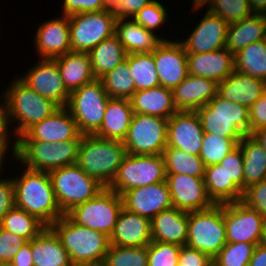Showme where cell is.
I'll use <instances>...</instances> for the list:
<instances>
[{
  "instance_id": "03108f58",
  "label": "cell",
  "mask_w": 266,
  "mask_h": 266,
  "mask_svg": "<svg viewBox=\"0 0 266 266\" xmlns=\"http://www.w3.org/2000/svg\"><path fill=\"white\" fill-rule=\"evenodd\" d=\"M78 266H104V264L98 263V264H87V265H78Z\"/></svg>"
},
{
  "instance_id": "1f68e13d",
  "label": "cell",
  "mask_w": 266,
  "mask_h": 266,
  "mask_svg": "<svg viewBox=\"0 0 266 266\" xmlns=\"http://www.w3.org/2000/svg\"><path fill=\"white\" fill-rule=\"evenodd\" d=\"M266 39V15L253 14L229 24L225 48L235 54L248 45Z\"/></svg>"
},
{
  "instance_id": "be15d7a7",
  "label": "cell",
  "mask_w": 266,
  "mask_h": 266,
  "mask_svg": "<svg viewBox=\"0 0 266 266\" xmlns=\"http://www.w3.org/2000/svg\"><path fill=\"white\" fill-rule=\"evenodd\" d=\"M11 151V155L13 154L12 150L0 139V174H2V170L4 168V162H6L7 154Z\"/></svg>"
},
{
  "instance_id": "94428289",
  "label": "cell",
  "mask_w": 266,
  "mask_h": 266,
  "mask_svg": "<svg viewBox=\"0 0 266 266\" xmlns=\"http://www.w3.org/2000/svg\"><path fill=\"white\" fill-rule=\"evenodd\" d=\"M254 14L266 15V0H248Z\"/></svg>"
},
{
  "instance_id": "7dc6e473",
  "label": "cell",
  "mask_w": 266,
  "mask_h": 266,
  "mask_svg": "<svg viewBox=\"0 0 266 266\" xmlns=\"http://www.w3.org/2000/svg\"><path fill=\"white\" fill-rule=\"evenodd\" d=\"M181 246L152 241L148 245V266H178Z\"/></svg>"
},
{
  "instance_id": "cb8c5ba5",
  "label": "cell",
  "mask_w": 266,
  "mask_h": 266,
  "mask_svg": "<svg viewBox=\"0 0 266 266\" xmlns=\"http://www.w3.org/2000/svg\"><path fill=\"white\" fill-rule=\"evenodd\" d=\"M151 242V220L123 208L110 236V245L141 247Z\"/></svg>"
},
{
  "instance_id": "e575fe53",
  "label": "cell",
  "mask_w": 266,
  "mask_h": 266,
  "mask_svg": "<svg viewBox=\"0 0 266 266\" xmlns=\"http://www.w3.org/2000/svg\"><path fill=\"white\" fill-rule=\"evenodd\" d=\"M93 75L100 79L126 60L127 52L116 34L106 38L90 52Z\"/></svg>"
},
{
  "instance_id": "6f0895ef",
  "label": "cell",
  "mask_w": 266,
  "mask_h": 266,
  "mask_svg": "<svg viewBox=\"0 0 266 266\" xmlns=\"http://www.w3.org/2000/svg\"><path fill=\"white\" fill-rule=\"evenodd\" d=\"M2 98L4 102L0 103V139L9 148H11L13 152L17 139L15 138V135L12 132V128H10L11 125H10L9 117H8V105H7V101H6L4 93H2ZM10 129H11V132H9ZM10 136H12V138Z\"/></svg>"
},
{
  "instance_id": "3957f363",
  "label": "cell",
  "mask_w": 266,
  "mask_h": 266,
  "mask_svg": "<svg viewBox=\"0 0 266 266\" xmlns=\"http://www.w3.org/2000/svg\"><path fill=\"white\" fill-rule=\"evenodd\" d=\"M50 228L59 237L73 266L103 263L110 246V237L75 224L66 214Z\"/></svg>"
},
{
  "instance_id": "5b68a950",
  "label": "cell",
  "mask_w": 266,
  "mask_h": 266,
  "mask_svg": "<svg viewBox=\"0 0 266 266\" xmlns=\"http://www.w3.org/2000/svg\"><path fill=\"white\" fill-rule=\"evenodd\" d=\"M81 139L63 142L16 141L12 160L27 169L50 172L77 163Z\"/></svg>"
},
{
  "instance_id": "c3c4849f",
  "label": "cell",
  "mask_w": 266,
  "mask_h": 266,
  "mask_svg": "<svg viewBox=\"0 0 266 266\" xmlns=\"http://www.w3.org/2000/svg\"><path fill=\"white\" fill-rule=\"evenodd\" d=\"M228 173L229 179L244 191V168L243 153L239 145H237L226 157L219 163Z\"/></svg>"
},
{
  "instance_id": "277c9868",
  "label": "cell",
  "mask_w": 266,
  "mask_h": 266,
  "mask_svg": "<svg viewBox=\"0 0 266 266\" xmlns=\"http://www.w3.org/2000/svg\"><path fill=\"white\" fill-rule=\"evenodd\" d=\"M4 90L8 117L17 139L31 126L49 117L59 106L24 84L18 76ZM14 125V128H13Z\"/></svg>"
},
{
  "instance_id": "db71d44e",
  "label": "cell",
  "mask_w": 266,
  "mask_h": 266,
  "mask_svg": "<svg viewBox=\"0 0 266 266\" xmlns=\"http://www.w3.org/2000/svg\"><path fill=\"white\" fill-rule=\"evenodd\" d=\"M154 0H113L111 10L117 19L133 18L144 6Z\"/></svg>"
},
{
  "instance_id": "52a82bcc",
  "label": "cell",
  "mask_w": 266,
  "mask_h": 266,
  "mask_svg": "<svg viewBox=\"0 0 266 266\" xmlns=\"http://www.w3.org/2000/svg\"><path fill=\"white\" fill-rule=\"evenodd\" d=\"M58 205L66 214L73 207L94 198L105 187L77 164L48 172Z\"/></svg>"
},
{
  "instance_id": "11a10c76",
  "label": "cell",
  "mask_w": 266,
  "mask_h": 266,
  "mask_svg": "<svg viewBox=\"0 0 266 266\" xmlns=\"http://www.w3.org/2000/svg\"><path fill=\"white\" fill-rule=\"evenodd\" d=\"M2 177V178H1ZM15 207V191L12 178L0 175V224L3 217Z\"/></svg>"
},
{
  "instance_id": "6125c7cd",
  "label": "cell",
  "mask_w": 266,
  "mask_h": 266,
  "mask_svg": "<svg viewBox=\"0 0 266 266\" xmlns=\"http://www.w3.org/2000/svg\"><path fill=\"white\" fill-rule=\"evenodd\" d=\"M251 136L262 146L266 152V126L255 130Z\"/></svg>"
},
{
  "instance_id": "d6986e66",
  "label": "cell",
  "mask_w": 266,
  "mask_h": 266,
  "mask_svg": "<svg viewBox=\"0 0 266 266\" xmlns=\"http://www.w3.org/2000/svg\"><path fill=\"white\" fill-rule=\"evenodd\" d=\"M173 207L184 211L205 210L214 205L209 198L204 177L166 174Z\"/></svg>"
},
{
  "instance_id": "7a4b0ae2",
  "label": "cell",
  "mask_w": 266,
  "mask_h": 266,
  "mask_svg": "<svg viewBox=\"0 0 266 266\" xmlns=\"http://www.w3.org/2000/svg\"><path fill=\"white\" fill-rule=\"evenodd\" d=\"M126 155V147L120 140L82 135L76 164L104 187H109Z\"/></svg>"
},
{
  "instance_id": "681fc988",
  "label": "cell",
  "mask_w": 266,
  "mask_h": 266,
  "mask_svg": "<svg viewBox=\"0 0 266 266\" xmlns=\"http://www.w3.org/2000/svg\"><path fill=\"white\" fill-rule=\"evenodd\" d=\"M241 202L256 210L266 220V179L245 188Z\"/></svg>"
},
{
  "instance_id": "74e56055",
  "label": "cell",
  "mask_w": 266,
  "mask_h": 266,
  "mask_svg": "<svg viewBox=\"0 0 266 266\" xmlns=\"http://www.w3.org/2000/svg\"><path fill=\"white\" fill-rule=\"evenodd\" d=\"M126 60L135 81L136 91L160 86L153 51L151 53L127 54Z\"/></svg>"
},
{
  "instance_id": "4dcf8cb0",
  "label": "cell",
  "mask_w": 266,
  "mask_h": 266,
  "mask_svg": "<svg viewBox=\"0 0 266 266\" xmlns=\"http://www.w3.org/2000/svg\"><path fill=\"white\" fill-rule=\"evenodd\" d=\"M133 109L130 99L110 98L100 129L94 134L100 138L120 140L126 137Z\"/></svg>"
},
{
  "instance_id": "f546056e",
  "label": "cell",
  "mask_w": 266,
  "mask_h": 266,
  "mask_svg": "<svg viewBox=\"0 0 266 266\" xmlns=\"http://www.w3.org/2000/svg\"><path fill=\"white\" fill-rule=\"evenodd\" d=\"M53 60L58 65L64 86L69 93L96 79L88 52L71 51Z\"/></svg>"
},
{
  "instance_id": "6da1fadb",
  "label": "cell",
  "mask_w": 266,
  "mask_h": 266,
  "mask_svg": "<svg viewBox=\"0 0 266 266\" xmlns=\"http://www.w3.org/2000/svg\"><path fill=\"white\" fill-rule=\"evenodd\" d=\"M21 173L11 177L15 191V206L50 227L64 213L58 205L48 172L24 167Z\"/></svg>"
},
{
  "instance_id": "9c48e42d",
  "label": "cell",
  "mask_w": 266,
  "mask_h": 266,
  "mask_svg": "<svg viewBox=\"0 0 266 266\" xmlns=\"http://www.w3.org/2000/svg\"><path fill=\"white\" fill-rule=\"evenodd\" d=\"M109 99L100 79L70 93L66 107L82 135H94L100 129Z\"/></svg>"
},
{
  "instance_id": "e7e4bbea",
  "label": "cell",
  "mask_w": 266,
  "mask_h": 266,
  "mask_svg": "<svg viewBox=\"0 0 266 266\" xmlns=\"http://www.w3.org/2000/svg\"><path fill=\"white\" fill-rule=\"evenodd\" d=\"M261 244H262L264 247H266V224H265V227H264L263 239H262Z\"/></svg>"
},
{
  "instance_id": "f5cc1de1",
  "label": "cell",
  "mask_w": 266,
  "mask_h": 266,
  "mask_svg": "<svg viewBox=\"0 0 266 266\" xmlns=\"http://www.w3.org/2000/svg\"><path fill=\"white\" fill-rule=\"evenodd\" d=\"M213 258L188 245L181 246L178 266H212Z\"/></svg>"
},
{
  "instance_id": "7402d4cb",
  "label": "cell",
  "mask_w": 266,
  "mask_h": 266,
  "mask_svg": "<svg viewBox=\"0 0 266 266\" xmlns=\"http://www.w3.org/2000/svg\"><path fill=\"white\" fill-rule=\"evenodd\" d=\"M121 197L123 208L150 220L163 210L173 207L166 181L129 189Z\"/></svg>"
},
{
  "instance_id": "836d02e7",
  "label": "cell",
  "mask_w": 266,
  "mask_h": 266,
  "mask_svg": "<svg viewBox=\"0 0 266 266\" xmlns=\"http://www.w3.org/2000/svg\"><path fill=\"white\" fill-rule=\"evenodd\" d=\"M204 183L214 204L241 201L243 191L229 179L228 173L219 164L205 167Z\"/></svg>"
},
{
  "instance_id": "d4e9b609",
  "label": "cell",
  "mask_w": 266,
  "mask_h": 266,
  "mask_svg": "<svg viewBox=\"0 0 266 266\" xmlns=\"http://www.w3.org/2000/svg\"><path fill=\"white\" fill-rule=\"evenodd\" d=\"M188 75L212 79L217 83L235 70L234 54L226 48L208 53L187 54Z\"/></svg>"
},
{
  "instance_id": "484cf974",
  "label": "cell",
  "mask_w": 266,
  "mask_h": 266,
  "mask_svg": "<svg viewBox=\"0 0 266 266\" xmlns=\"http://www.w3.org/2000/svg\"><path fill=\"white\" fill-rule=\"evenodd\" d=\"M265 90L266 82L234 70L218 83L217 94L225 100L244 105L249 109Z\"/></svg>"
},
{
  "instance_id": "f907efd6",
  "label": "cell",
  "mask_w": 266,
  "mask_h": 266,
  "mask_svg": "<svg viewBox=\"0 0 266 266\" xmlns=\"http://www.w3.org/2000/svg\"><path fill=\"white\" fill-rule=\"evenodd\" d=\"M26 242L27 240L21 236L11 233L0 226V263H10Z\"/></svg>"
},
{
  "instance_id": "ac0fdd59",
  "label": "cell",
  "mask_w": 266,
  "mask_h": 266,
  "mask_svg": "<svg viewBox=\"0 0 266 266\" xmlns=\"http://www.w3.org/2000/svg\"><path fill=\"white\" fill-rule=\"evenodd\" d=\"M82 134L67 107H59L46 119L31 126L17 141L63 142L81 139Z\"/></svg>"
},
{
  "instance_id": "b9f144b4",
  "label": "cell",
  "mask_w": 266,
  "mask_h": 266,
  "mask_svg": "<svg viewBox=\"0 0 266 266\" xmlns=\"http://www.w3.org/2000/svg\"><path fill=\"white\" fill-rule=\"evenodd\" d=\"M131 74L128 61L124 60L100 78L110 98L130 99L132 97L136 92V87Z\"/></svg>"
},
{
  "instance_id": "ffe728a7",
  "label": "cell",
  "mask_w": 266,
  "mask_h": 266,
  "mask_svg": "<svg viewBox=\"0 0 266 266\" xmlns=\"http://www.w3.org/2000/svg\"><path fill=\"white\" fill-rule=\"evenodd\" d=\"M204 130L196 111H177L168 119L167 147L199 156Z\"/></svg>"
},
{
  "instance_id": "f6af8a7d",
  "label": "cell",
  "mask_w": 266,
  "mask_h": 266,
  "mask_svg": "<svg viewBox=\"0 0 266 266\" xmlns=\"http://www.w3.org/2000/svg\"><path fill=\"white\" fill-rule=\"evenodd\" d=\"M247 242H227L213 258L215 266H248L256 246Z\"/></svg>"
},
{
  "instance_id": "5bb4252c",
  "label": "cell",
  "mask_w": 266,
  "mask_h": 266,
  "mask_svg": "<svg viewBox=\"0 0 266 266\" xmlns=\"http://www.w3.org/2000/svg\"><path fill=\"white\" fill-rule=\"evenodd\" d=\"M224 223L227 242L261 244L266 220L243 202L224 204Z\"/></svg>"
},
{
  "instance_id": "44dd1931",
  "label": "cell",
  "mask_w": 266,
  "mask_h": 266,
  "mask_svg": "<svg viewBox=\"0 0 266 266\" xmlns=\"http://www.w3.org/2000/svg\"><path fill=\"white\" fill-rule=\"evenodd\" d=\"M35 33L33 43L39 59H54L72 51L69 16L47 19Z\"/></svg>"
},
{
  "instance_id": "83f0119b",
  "label": "cell",
  "mask_w": 266,
  "mask_h": 266,
  "mask_svg": "<svg viewBox=\"0 0 266 266\" xmlns=\"http://www.w3.org/2000/svg\"><path fill=\"white\" fill-rule=\"evenodd\" d=\"M115 34L127 54L151 53L163 40H169L145 29L132 18L117 19Z\"/></svg>"
},
{
  "instance_id": "8992f818",
  "label": "cell",
  "mask_w": 266,
  "mask_h": 266,
  "mask_svg": "<svg viewBox=\"0 0 266 266\" xmlns=\"http://www.w3.org/2000/svg\"><path fill=\"white\" fill-rule=\"evenodd\" d=\"M204 133L231 138L237 145L249 135V109L221 98L218 94L196 111Z\"/></svg>"
},
{
  "instance_id": "7bdbcfd3",
  "label": "cell",
  "mask_w": 266,
  "mask_h": 266,
  "mask_svg": "<svg viewBox=\"0 0 266 266\" xmlns=\"http://www.w3.org/2000/svg\"><path fill=\"white\" fill-rule=\"evenodd\" d=\"M103 264L104 266H148V246L110 245Z\"/></svg>"
},
{
  "instance_id": "ab89813d",
  "label": "cell",
  "mask_w": 266,
  "mask_h": 266,
  "mask_svg": "<svg viewBox=\"0 0 266 266\" xmlns=\"http://www.w3.org/2000/svg\"><path fill=\"white\" fill-rule=\"evenodd\" d=\"M0 226L27 241L35 238L47 227L37 217L16 206L3 217Z\"/></svg>"
},
{
  "instance_id": "8fae6325",
  "label": "cell",
  "mask_w": 266,
  "mask_h": 266,
  "mask_svg": "<svg viewBox=\"0 0 266 266\" xmlns=\"http://www.w3.org/2000/svg\"><path fill=\"white\" fill-rule=\"evenodd\" d=\"M166 181L163 155H133L127 153L116 177L108 187L118 195L129 189Z\"/></svg>"
},
{
  "instance_id": "30bf717a",
  "label": "cell",
  "mask_w": 266,
  "mask_h": 266,
  "mask_svg": "<svg viewBox=\"0 0 266 266\" xmlns=\"http://www.w3.org/2000/svg\"><path fill=\"white\" fill-rule=\"evenodd\" d=\"M122 209V197L105 187L94 198L76 205L66 215L75 224L96 230L110 237Z\"/></svg>"
},
{
  "instance_id": "603a6c76",
  "label": "cell",
  "mask_w": 266,
  "mask_h": 266,
  "mask_svg": "<svg viewBox=\"0 0 266 266\" xmlns=\"http://www.w3.org/2000/svg\"><path fill=\"white\" fill-rule=\"evenodd\" d=\"M218 83L212 79L188 75L173 90V100L178 111H197L216 95Z\"/></svg>"
},
{
  "instance_id": "2e32d148",
  "label": "cell",
  "mask_w": 266,
  "mask_h": 266,
  "mask_svg": "<svg viewBox=\"0 0 266 266\" xmlns=\"http://www.w3.org/2000/svg\"><path fill=\"white\" fill-rule=\"evenodd\" d=\"M153 57L161 86L173 90L188 76L187 53L178 38L163 40Z\"/></svg>"
},
{
  "instance_id": "f1b7e54d",
  "label": "cell",
  "mask_w": 266,
  "mask_h": 266,
  "mask_svg": "<svg viewBox=\"0 0 266 266\" xmlns=\"http://www.w3.org/2000/svg\"><path fill=\"white\" fill-rule=\"evenodd\" d=\"M134 113L153 115L169 119L178 110L172 90L163 86L136 91L130 98Z\"/></svg>"
},
{
  "instance_id": "d590c367",
  "label": "cell",
  "mask_w": 266,
  "mask_h": 266,
  "mask_svg": "<svg viewBox=\"0 0 266 266\" xmlns=\"http://www.w3.org/2000/svg\"><path fill=\"white\" fill-rule=\"evenodd\" d=\"M238 145L243 153L245 190L266 179V152L251 135H245Z\"/></svg>"
},
{
  "instance_id": "ee69618b",
  "label": "cell",
  "mask_w": 266,
  "mask_h": 266,
  "mask_svg": "<svg viewBox=\"0 0 266 266\" xmlns=\"http://www.w3.org/2000/svg\"><path fill=\"white\" fill-rule=\"evenodd\" d=\"M236 146L237 144L231 138L212 133H204L199 156L205 167L216 165Z\"/></svg>"
},
{
  "instance_id": "e0dca14e",
  "label": "cell",
  "mask_w": 266,
  "mask_h": 266,
  "mask_svg": "<svg viewBox=\"0 0 266 266\" xmlns=\"http://www.w3.org/2000/svg\"><path fill=\"white\" fill-rule=\"evenodd\" d=\"M186 39L179 41L187 54L208 53L225 48L229 23L208 10Z\"/></svg>"
},
{
  "instance_id": "f35d334b",
  "label": "cell",
  "mask_w": 266,
  "mask_h": 266,
  "mask_svg": "<svg viewBox=\"0 0 266 266\" xmlns=\"http://www.w3.org/2000/svg\"><path fill=\"white\" fill-rule=\"evenodd\" d=\"M166 174H184L204 177L205 166L200 156L185 153L183 150L167 147L162 153Z\"/></svg>"
},
{
  "instance_id": "91938a15",
  "label": "cell",
  "mask_w": 266,
  "mask_h": 266,
  "mask_svg": "<svg viewBox=\"0 0 266 266\" xmlns=\"http://www.w3.org/2000/svg\"><path fill=\"white\" fill-rule=\"evenodd\" d=\"M248 266H266V247L262 244L256 246Z\"/></svg>"
},
{
  "instance_id": "680465c9",
  "label": "cell",
  "mask_w": 266,
  "mask_h": 266,
  "mask_svg": "<svg viewBox=\"0 0 266 266\" xmlns=\"http://www.w3.org/2000/svg\"><path fill=\"white\" fill-rule=\"evenodd\" d=\"M13 266H34L32 257V240L27 241L10 262Z\"/></svg>"
},
{
  "instance_id": "ba28073f",
  "label": "cell",
  "mask_w": 266,
  "mask_h": 266,
  "mask_svg": "<svg viewBox=\"0 0 266 266\" xmlns=\"http://www.w3.org/2000/svg\"><path fill=\"white\" fill-rule=\"evenodd\" d=\"M226 243L224 204L188 212L186 245L214 258Z\"/></svg>"
},
{
  "instance_id": "8d00e7d4",
  "label": "cell",
  "mask_w": 266,
  "mask_h": 266,
  "mask_svg": "<svg viewBox=\"0 0 266 266\" xmlns=\"http://www.w3.org/2000/svg\"><path fill=\"white\" fill-rule=\"evenodd\" d=\"M234 61L237 72L266 82V39L239 50Z\"/></svg>"
},
{
  "instance_id": "4316f807",
  "label": "cell",
  "mask_w": 266,
  "mask_h": 266,
  "mask_svg": "<svg viewBox=\"0 0 266 266\" xmlns=\"http://www.w3.org/2000/svg\"><path fill=\"white\" fill-rule=\"evenodd\" d=\"M152 241L186 245L188 212L175 207L163 210L151 219Z\"/></svg>"
},
{
  "instance_id": "7c38bea8",
  "label": "cell",
  "mask_w": 266,
  "mask_h": 266,
  "mask_svg": "<svg viewBox=\"0 0 266 266\" xmlns=\"http://www.w3.org/2000/svg\"><path fill=\"white\" fill-rule=\"evenodd\" d=\"M116 21L117 17L111 8L69 15L72 51L89 53L115 34Z\"/></svg>"
},
{
  "instance_id": "60d3db41",
  "label": "cell",
  "mask_w": 266,
  "mask_h": 266,
  "mask_svg": "<svg viewBox=\"0 0 266 266\" xmlns=\"http://www.w3.org/2000/svg\"><path fill=\"white\" fill-rule=\"evenodd\" d=\"M207 8L209 12L220 16L229 24L238 22L244 18L252 16L248 0H201L198 4H192L190 9L198 11ZM193 7V8H192Z\"/></svg>"
},
{
  "instance_id": "816d5d0a",
  "label": "cell",
  "mask_w": 266,
  "mask_h": 266,
  "mask_svg": "<svg viewBox=\"0 0 266 266\" xmlns=\"http://www.w3.org/2000/svg\"><path fill=\"white\" fill-rule=\"evenodd\" d=\"M61 5L62 15L66 16L111 8V3L108 0H63Z\"/></svg>"
},
{
  "instance_id": "9a60e30c",
  "label": "cell",
  "mask_w": 266,
  "mask_h": 266,
  "mask_svg": "<svg viewBox=\"0 0 266 266\" xmlns=\"http://www.w3.org/2000/svg\"><path fill=\"white\" fill-rule=\"evenodd\" d=\"M24 75L18 78L39 95L66 107L70 93L64 86L57 63L53 59H38Z\"/></svg>"
},
{
  "instance_id": "a7ac6f4b",
  "label": "cell",
  "mask_w": 266,
  "mask_h": 266,
  "mask_svg": "<svg viewBox=\"0 0 266 266\" xmlns=\"http://www.w3.org/2000/svg\"><path fill=\"white\" fill-rule=\"evenodd\" d=\"M192 4H198L201 0H190Z\"/></svg>"
},
{
  "instance_id": "4fadbf2b",
  "label": "cell",
  "mask_w": 266,
  "mask_h": 266,
  "mask_svg": "<svg viewBox=\"0 0 266 266\" xmlns=\"http://www.w3.org/2000/svg\"><path fill=\"white\" fill-rule=\"evenodd\" d=\"M168 119L134 113L123 145L133 155H161L167 146Z\"/></svg>"
},
{
  "instance_id": "d6a6232c",
  "label": "cell",
  "mask_w": 266,
  "mask_h": 266,
  "mask_svg": "<svg viewBox=\"0 0 266 266\" xmlns=\"http://www.w3.org/2000/svg\"><path fill=\"white\" fill-rule=\"evenodd\" d=\"M32 257L34 266H73L68 252L50 227L32 239Z\"/></svg>"
},
{
  "instance_id": "9f6ffc18",
  "label": "cell",
  "mask_w": 266,
  "mask_h": 266,
  "mask_svg": "<svg viewBox=\"0 0 266 266\" xmlns=\"http://www.w3.org/2000/svg\"><path fill=\"white\" fill-rule=\"evenodd\" d=\"M266 126V90L249 108V135Z\"/></svg>"
},
{
  "instance_id": "003e7915",
  "label": "cell",
  "mask_w": 266,
  "mask_h": 266,
  "mask_svg": "<svg viewBox=\"0 0 266 266\" xmlns=\"http://www.w3.org/2000/svg\"><path fill=\"white\" fill-rule=\"evenodd\" d=\"M0 266H13L11 263L2 262L0 263Z\"/></svg>"
},
{
  "instance_id": "bcb514c9",
  "label": "cell",
  "mask_w": 266,
  "mask_h": 266,
  "mask_svg": "<svg viewBox=\"0 0 266 266\" xmlns=\"http://www.w3.org/2000/svg\"><path fill=\"white\" fill-rule=\"evenodd\" d=\"M168 17L164 4L159 2V0H154L144 6L132 19L145 29L155 33L159 29L162 31L161 27L163 24H167L166 21H169Z\"/></svg>"
}]
</instances>
